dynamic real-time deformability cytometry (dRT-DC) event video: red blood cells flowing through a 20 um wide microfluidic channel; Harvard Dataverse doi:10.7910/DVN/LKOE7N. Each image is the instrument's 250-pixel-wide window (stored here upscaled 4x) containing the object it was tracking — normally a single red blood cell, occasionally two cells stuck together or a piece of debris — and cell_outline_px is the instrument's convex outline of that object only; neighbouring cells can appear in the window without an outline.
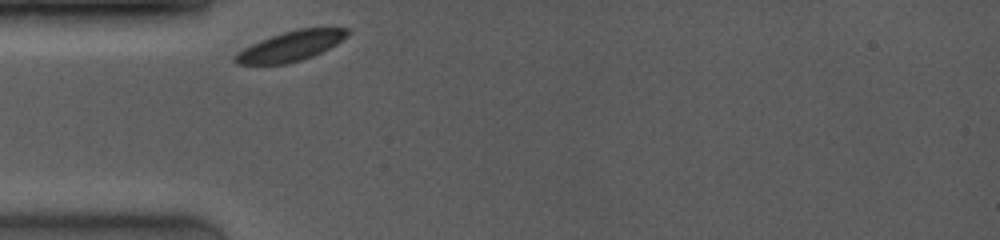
{"species": "common noctule bat (a hibernating species)", "species_latin": "Nyctalus noctula", "temperature_condition": "room temperature", "stored_images_in_passage": 22, "camera_frame_rate_fps": 4000, "um_per_image_px": 0.085, "animal": {"sex": "female", "body_mass_g": 19.0, "forearm_length_mm": 53.3}, "frame": {"image": 1, "passage_image": 1, "time_ms": 0.0, "image_size_px": [1000, 240], "cell_outline_px": [[348, 36], [336, 44], [312, 56], [288, 64], [236, 64], [232, 60], [232, 56], [236, 52], [260, 40], [284, 32], [300, 28], [348, 28]], "centroid_in_image_um": [24.66, 3.93], "position_along_channel_um": 60.3, "area_um2": 19.42}}
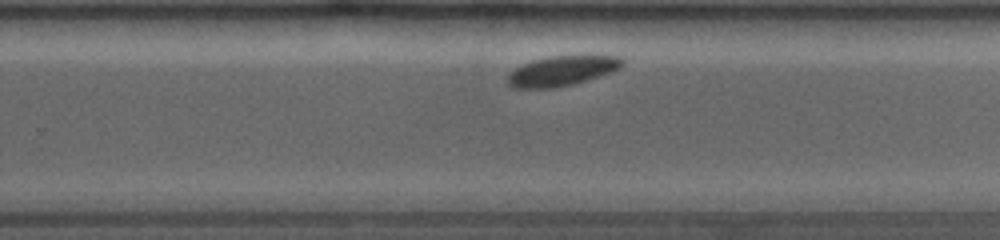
{"frame": {"image": 2, "passage_image": 15, "time_ms": 6.0, "image_size_px": [1000, 240], "cell_outline_px": [[624, 64], [620, 68], [572, 84], [556, 88], [516, 88], [508, 84], [508, 72], [532, 60], [548, 56], [620, 56], [624, 60]], "centroid_in_image_um": [47.72, 6.02], "position_along_channel_um": 282.1, "area_um2": 19.65}}
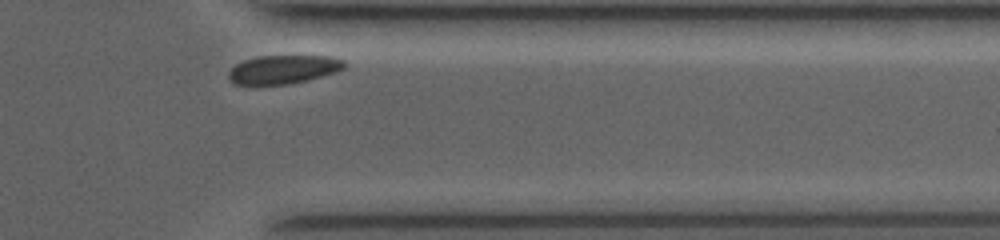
{"frame": {"image": 3, "passage_image": 21, "time_ms": 8.75, "image_size_px": [1000, 240], "cell_outline_px": [[348, 64], [344, 68], [336, 72], [308, 80], [288, 84], [256, 88], [236, 84], [228, 76], [228, 72], [236, 64], [244, 60], [260, 56], [332, 56], [344, 60]], "centroid_in_image_um": [24.07, 5.94], "position_along_channel_um": 387.3, "area_um2": 19.94}, "authors_computed_cell_mechanics": {"area_um2": 20.7502, "velocity_mm_per_s": 3.7542, "shape_relaxation_time_tau1_ms": 0.5239, "shape_relaxation_time_tau2_ms": null, "deformation_change_tau1": 0.0271, "deformation_change_tau2": null}}